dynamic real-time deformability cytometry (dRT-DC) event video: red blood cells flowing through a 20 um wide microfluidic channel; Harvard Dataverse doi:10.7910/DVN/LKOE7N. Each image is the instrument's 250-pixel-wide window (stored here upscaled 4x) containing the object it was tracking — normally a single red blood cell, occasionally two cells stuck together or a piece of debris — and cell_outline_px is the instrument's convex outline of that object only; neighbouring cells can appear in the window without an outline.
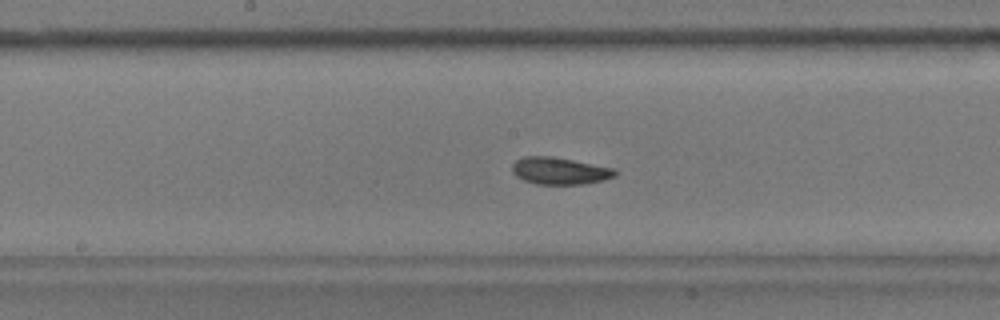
{"species": "common noctule bat (a hibernating species)", "species_latin": "Nyctalus noctula", "temperature_condition": "warm", "stored_images_in_passage": 46, "camera_frame_rate_fps": 3000, "um_per_image_px": 0.085, "animal": {"sex": "male", "body_mass_g": 17.9}, "frame": {"image": 1, "passage_image": 17, "time_ms": 5.333, "image_size_px": [1000, 320], "cell_outline_px": [[616, 176], [604, 180], [584, 184], [536, 184], [524, 180], [516, 176], [512, 172], [512, 164], [516, 160], [524, 156], [552, 156], [612, 168], [616, 172]], "centroid_in_image_um": [47.53, 14.53], "position_along_channel_um": 200.7, "area_um2": 16.13}}
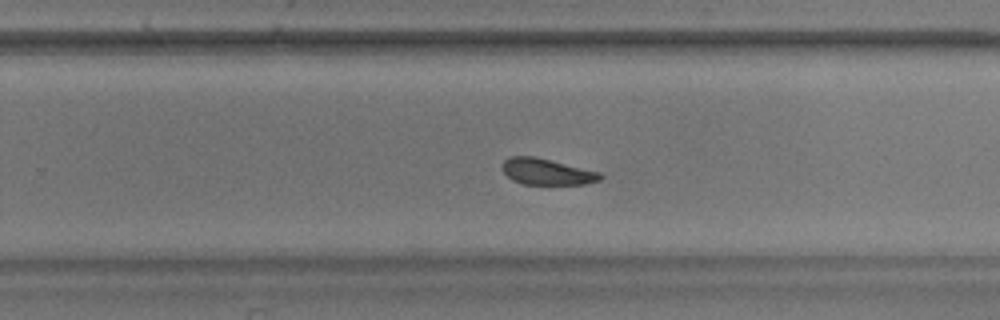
{"frame": {"image": 2, "passage_image": 24, "time_ms": 7.667, "image_size_px": [1000, 320], "cell_outline_px": [[604, 176], [600, 180], [584, 184], [524, 184], [512, 180], [500, 168], [504, 160], [508, 156], [536, 156], [600, 172]], "centroid_in_image_um": [46.46, 14.58], "position_along_channel_um": 283.3, "area_um2": 15.09}}
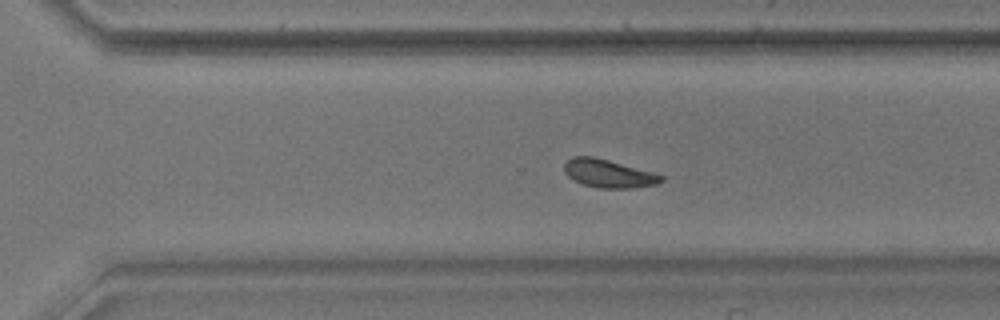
{"frame": {"image": 3, "passage_image": 27, "time_ms": 8.667, "image_size_px": [1000, 320], "cell_outline_px": [[664, 180], [656, 184], [628, 188], [600, 188], [584, 184], [568, 176], [564, 172], [564, 164], [572, 156], [592, 156], [608, 160], [652, 172], [664, 176]], "centroid_in_image_um": [51.71, 14.74], "position_along_channel_um": 318.9, "area_um2": 15.61}, "authors_computed_cell_mechanics": {"area_um2": 16.2418, "velocity_mm_per_s": 3.5556, "shape_relaxation_time_tau1_ms": 3.7965, "shape_relaxation_time_tau2_ms": 2.9632, "deformation_change_tau1": 0.0891, "deformation_change_tau2": 0.0799}}